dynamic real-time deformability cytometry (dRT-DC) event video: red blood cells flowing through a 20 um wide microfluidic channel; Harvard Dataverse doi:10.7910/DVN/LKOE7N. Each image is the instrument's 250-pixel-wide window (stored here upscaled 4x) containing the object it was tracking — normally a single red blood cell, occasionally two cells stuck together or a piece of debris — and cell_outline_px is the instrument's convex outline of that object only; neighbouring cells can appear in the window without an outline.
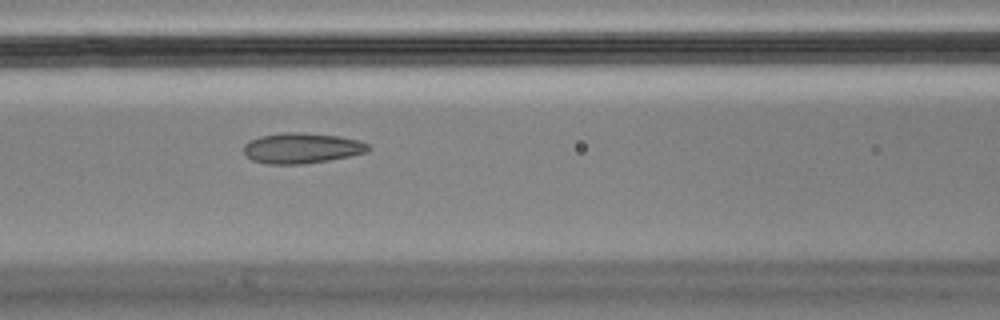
{"species": "Egyptian fruit bat (a non-hibernating species)", "species_latin": "Rousettus aegyptiacus", "temperature_condition": "cold", "stored_images_in_passage": 4, "camera_frame_rate_fps": 3000, "um_per_image_px": 0.085, "animal": {"sex": "male"}, "frame": {"image": 1, "passage_image": 4, "time_ms": 1.0, "image_size_px": [1000, 320], "cell_outline_px": [[368, 152], [328, 160], [300, 164], [268, 164], [252, 160], [244, 152], [244, 144], [260, 136], [284, 132], [296, 132], [340, 136], [360, 140], [368, 144]], "centroid_in_image_um": [25.65, 12.58], "position_along_channel_um": 140.9, "area_um2": 21.91}}